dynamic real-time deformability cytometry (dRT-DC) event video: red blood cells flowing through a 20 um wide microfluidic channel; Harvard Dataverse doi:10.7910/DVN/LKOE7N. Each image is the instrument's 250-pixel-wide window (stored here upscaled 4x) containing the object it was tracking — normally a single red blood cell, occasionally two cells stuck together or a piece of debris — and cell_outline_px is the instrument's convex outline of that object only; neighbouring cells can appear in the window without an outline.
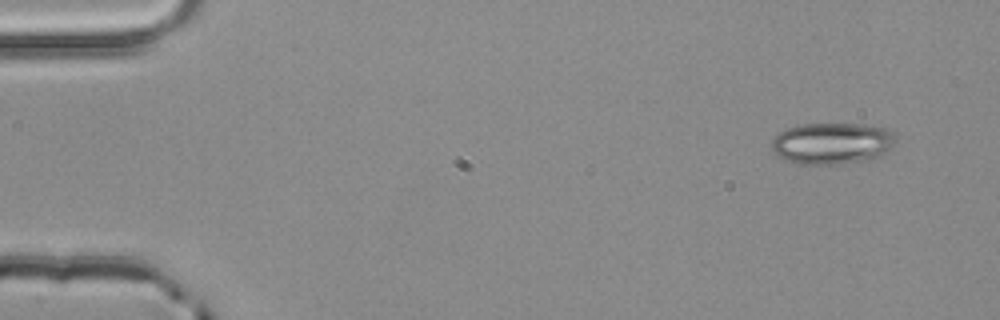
{"species": "common noctule bat (a hibernating species)", "species_latin": "Nyctalus noctula", "temperature_condition": "room temperature", "stored_images_in_passage": 3, "camera_frame_rate_fps": 3000, "um_per_image_px": 0.085, "animal": {"sex": "male", "body_mass_g": 20.4}, "frame": {"image": 1, "passage_image": 1, "time_ms": 0.0, "image_size_px": [1000, 320], "cell_outline_px": [[896, 140], [884, 152], [868, 160], [840, 164], [796, 164], [776, 156], [772, 148], [772, 140], [780, 132], [788, 128], [800, 124], [864, 124], [884, 128]], "centroid_in_image_um": [70.65, 12.19], "position_along_channel_um": 14.4, "area_um2": 29.65}}